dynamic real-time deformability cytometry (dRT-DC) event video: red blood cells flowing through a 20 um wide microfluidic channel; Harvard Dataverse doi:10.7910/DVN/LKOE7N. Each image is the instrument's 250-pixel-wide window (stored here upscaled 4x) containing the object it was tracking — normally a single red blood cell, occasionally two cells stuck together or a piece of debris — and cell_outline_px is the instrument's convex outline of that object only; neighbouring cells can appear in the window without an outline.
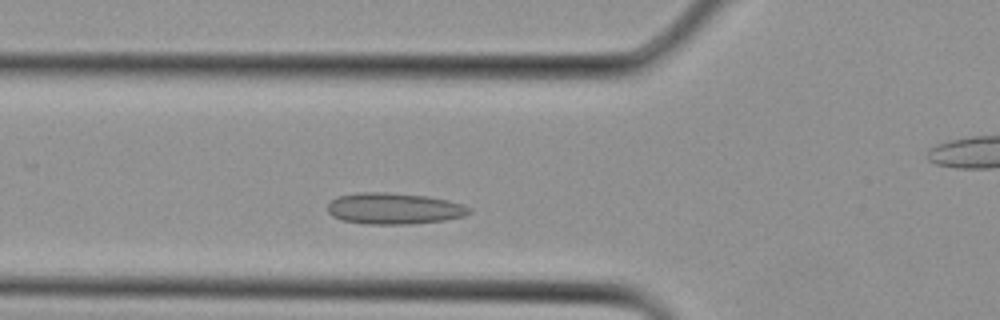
{"species": "Egyptian fruit bat (a non-hibernating species)", "species_latin": "Rousettus aegyptiacus", "temperature_condition": "cold", "stored_images_in_passage": 15, "segment_of_instrument_passage": [1, 2], "camera_frame_rate_fps": 3000, "um_per_image_px": 0.085, "animal": {"sex": "female"}, "frame": {"image": 1, "passage_image": 4, "time_ms": 1.0, "image_size_px": [1000, 320], "cell_outline_px": [[472, 212], [464, 216], [444, 220], [412, 224], [364, 224], [340, 220], [332, 216], [328, 212], [328, 204], [332, 200], [340, 196], [360, 192], [388, 192], [428, 196], [448, 200], [464, 204], [472, 208]], "centroid_in_image_um": [33.52, 17.73], "position_along_channel_um": 92.3, "area_um2": 26.07}}
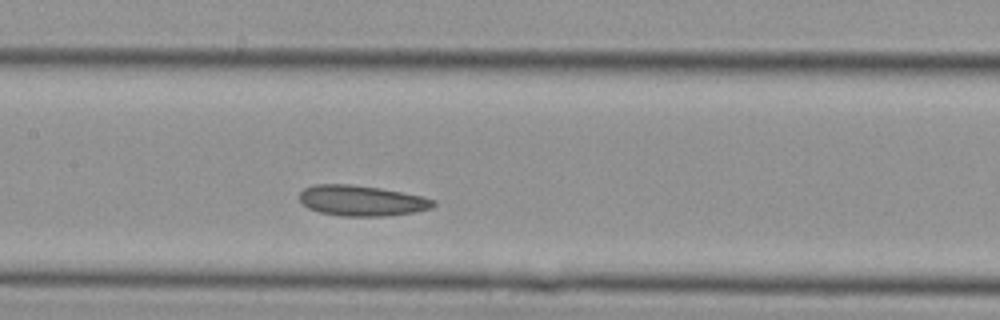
{"frame": {"image": 2, "passage_image": 8, "time_ms": 2.333, "image_size_px": [1000, 320], "cell_outline_px": [[436, 204], [432, 208], [412, 212], [388, 216], [340, 216], [320, 212], [308, 208], [300, 200], [300, 192], [304, 188], [312, 184], [352, 184], [380, 188], [420, 196], [436, 200]], "centroid_in_image_um": [30.72, 17.05], "position_along_channel_um": 176.7, "area_um2": 23.81}}
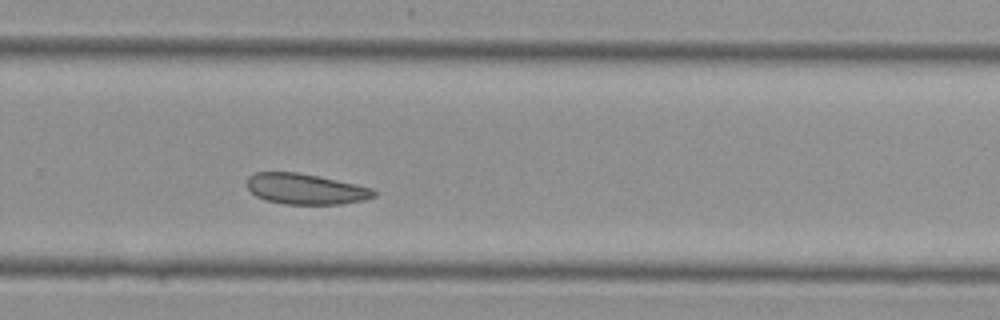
{"frame": {"image": 3, "passage_image": 14, "time_ms": 4.333, "image_size_px": [1000, 320], "cell_outline_px": [[376, 196], [364, 200], [344, 204], [284, 204], [264, 200], [256, 196], [244, 184], [248, 176], [256, 172], [296, 172], [356, 184], [372, 188], [376, 192]], "centroid_in_image_um": [25.94, 16.07], "position_along_channel_um": 303.9, "area_um2": 22.77}}